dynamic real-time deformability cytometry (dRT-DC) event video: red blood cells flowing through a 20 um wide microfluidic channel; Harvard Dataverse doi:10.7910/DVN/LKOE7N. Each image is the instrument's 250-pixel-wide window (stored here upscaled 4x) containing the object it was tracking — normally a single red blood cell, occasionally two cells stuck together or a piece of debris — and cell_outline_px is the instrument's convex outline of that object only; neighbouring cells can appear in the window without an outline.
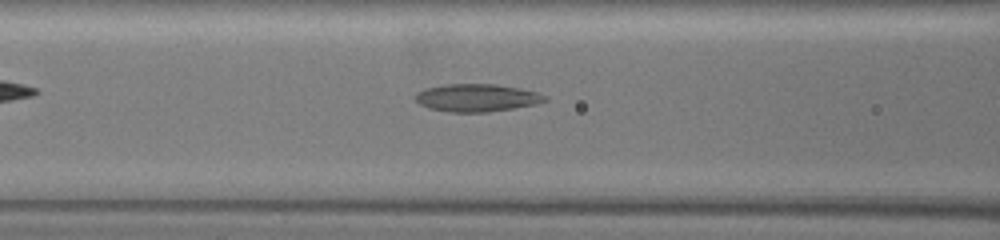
{"species": "common noctule bat (a hibernating species)", "species_latin": "Nyctalus noctula", "temperature_condition": "warm", "stored_images_in_passage": 42, "segment_of_instrument_passage": [1, 2], "camera_frame_rate_fps": 3000, "um_per_image_px": 0.085, "animal": {"sex": "female", "body_mass_g": 19.5, "forearm_length_mm": 54.1}, "frame": {"image": 1, "passage_image": 10, "time_ms": 3.0, "image_size_px": [1000, 240], "cell_outline_px": [[548, 100], [536, 104], [488, 112], [452, 112], [428, 108], [420, 104], [416, 100], [416, 96], [424, 88], [444, 84], [496, 84], [520, 88], [536, 92], [548, 96]], "centroid_in_image_um": [40.55, 8.3], "position_along_channel_um": 126.0, "area_um2": 20.81}}
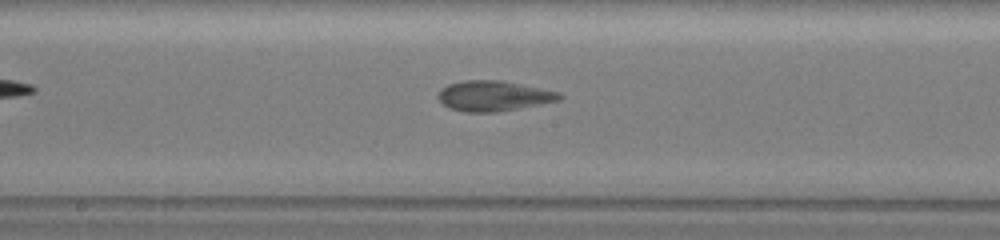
{"frame": {"image": 2, "passage_image": 18, "time_ms": 5.667, "image_size_px": [1000, 240], "cell_outline_px": [[564, 96], [556, 100], [496, 112], [468, 112], [448, 108], [436, 96], [448, 84], [464, 80], [500, 80], [560, 92]], "centroid_in_image_um": [41.91, 8.14], "position_along_channel_um": 206.3, "area_um2": 20.92}}
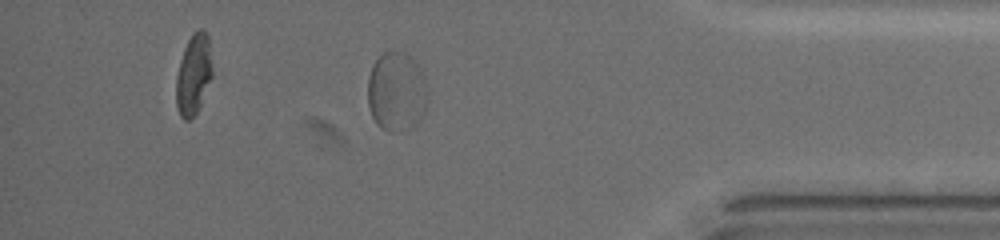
{"frame": {"image": 3, "passage_image": 40, "time_ms": 13.0, "image_size_px": [1000, 240], "cell_outline_px": [[424, 108], [416, 124], [412, 128], [404, 132], [392, 132], [380, 128], [376, 124], [372, 116], [368, 104], [368, 76], [372, 64], [384, 52], [404, 52], [412, 56], [420, 68], [424, 76]], "centroid_in_image_um": [33.65, 7.8], "position_along_channel_um": 401.5, "area_um2": 27.51}}